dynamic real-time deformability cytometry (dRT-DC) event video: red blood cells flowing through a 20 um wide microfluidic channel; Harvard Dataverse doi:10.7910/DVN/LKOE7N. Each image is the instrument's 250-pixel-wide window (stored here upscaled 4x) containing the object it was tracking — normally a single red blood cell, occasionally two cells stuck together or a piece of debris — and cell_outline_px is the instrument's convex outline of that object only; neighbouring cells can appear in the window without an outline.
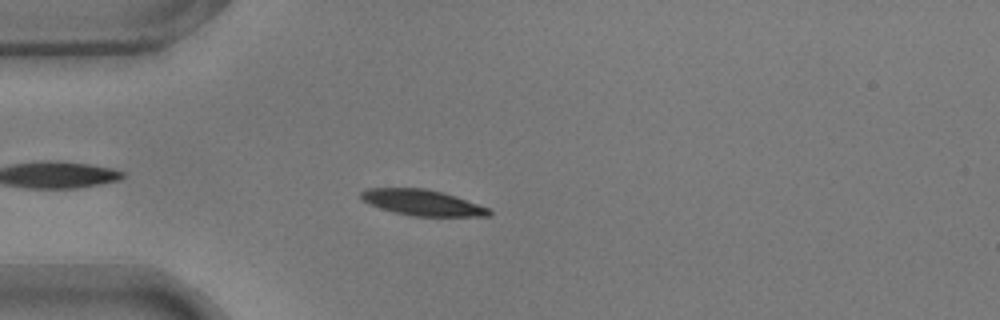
{"species": "common noctule bat (a hibernating species)", "species_latin": "Nyctalus noctula", "temperature_condition": "warm", "stored_images_in_passage": 47, "camera_frame_rate_fps": 3000, "um_per_image_px": 0.085, "animal": {"sex": "male", "body_mass_g": 17.9}, "frame": {"image": 1, "passage_image": 7, "time_ms": 2.0, "image_size_px": [1000, 320], "cell_outline_px": [[492, 212], [488, 216], [412, 216], [380, 208], [368, 204], [360, 196], [360, 192], [368, 188], [424, 188], [444, 192], [456, 196], [488, 208]], "centroid_in_image_um": [35.88, 17.21], "position_along_channel_um": 49.1, "area_um2": 19.13}}
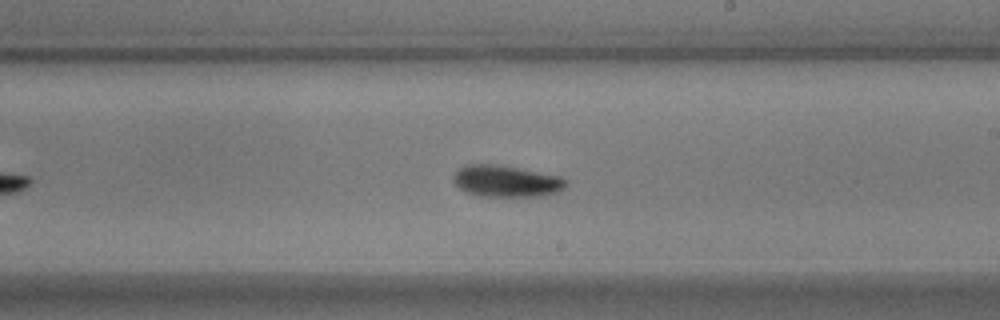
{"frame": {"image": 2, "passage_image": 24, "time_ms": 7.667, "image_size_px": [1000, 320], "cell_outline_px": [[568, 180], [564, 188], [560, 192], [544, 196], [480, 196], [468, 192], [460, 188], [452, 180], [456, 172], [460, 168], [468, 164], [500, 164], [560, 176]], "centroid_in_image_um": [43.08, 15.39], "position_along_channel_um": 245.9, "area_um2": 20.81}}
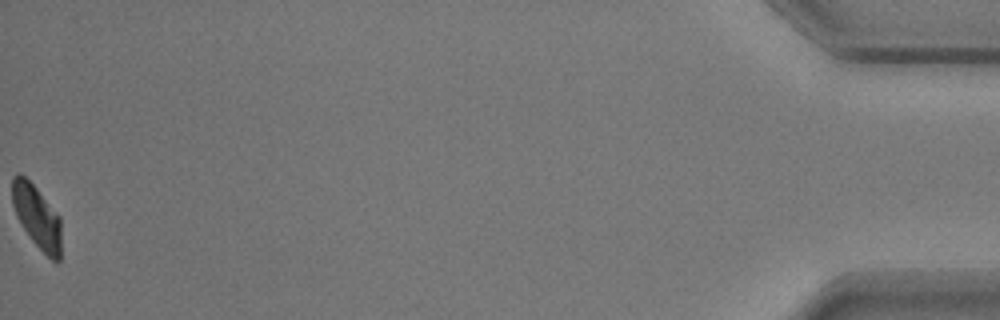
{"frame": {"image": 3, "passage_image": 47, "time_ms": 15.333, "image_size_px": [1000, 320], "cell_outline_px": [[60, 260], [52, 260], [32, 240], [16, 216], [12, 204], [12, 176], [16, 172], [20, 172], [36, 188], [60, 216]], "centroid_in_image_um": [3.11, 18.37], "position_along_channel_um": 432.1, "area_um2": 17.74}, "authors_computed_cell_mechanics": {"area_um2": 19.7098, "velocity_mm_per_s": 3.7052, "shape_relaxation_time_tau1_ms": 3.0735, "shape_relaxation_time_tau2_ms": 5.4119, "deformation_change_tau1": 0.1188, "deformation_change_tau2": 0.1051}}